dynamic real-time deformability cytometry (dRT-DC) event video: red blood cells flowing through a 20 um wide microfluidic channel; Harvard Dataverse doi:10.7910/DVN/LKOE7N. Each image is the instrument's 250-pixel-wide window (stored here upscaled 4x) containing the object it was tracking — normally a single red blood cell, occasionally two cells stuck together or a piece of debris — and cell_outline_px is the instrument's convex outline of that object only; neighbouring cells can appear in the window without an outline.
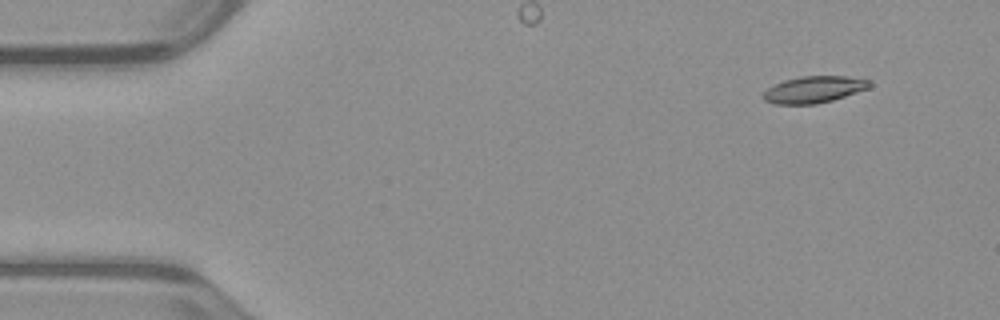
{"species": "common noctule bat (a hibernating species)", "species_latin": "Nyctalus noctula", "temperature_condition": "warm", "stored_images_in_passage": 6, "camera_frame_rate_fps": 3000, "um_per_image_px": 0.085, "animal": {"sex": "male", "body_mass_g": 23.1, "forearm_length_mm": 52.7}, "frame": {"image": 1, "passage_image": 1, "time_ms": 0.0, "image_size_px": [1000, 320], "cell_outline_px": [[872, 84], [868, 88], [832, 100], [816, 104], [776, 104], [764, 100], [764, 92], [768, 88], [784, 80], [800, 76], [844, 76], [868, 80]], "centroid_in_image_um": [69.17, 7.61], "position_along_channel_um": 15.8, "area_um2": 16.24}}